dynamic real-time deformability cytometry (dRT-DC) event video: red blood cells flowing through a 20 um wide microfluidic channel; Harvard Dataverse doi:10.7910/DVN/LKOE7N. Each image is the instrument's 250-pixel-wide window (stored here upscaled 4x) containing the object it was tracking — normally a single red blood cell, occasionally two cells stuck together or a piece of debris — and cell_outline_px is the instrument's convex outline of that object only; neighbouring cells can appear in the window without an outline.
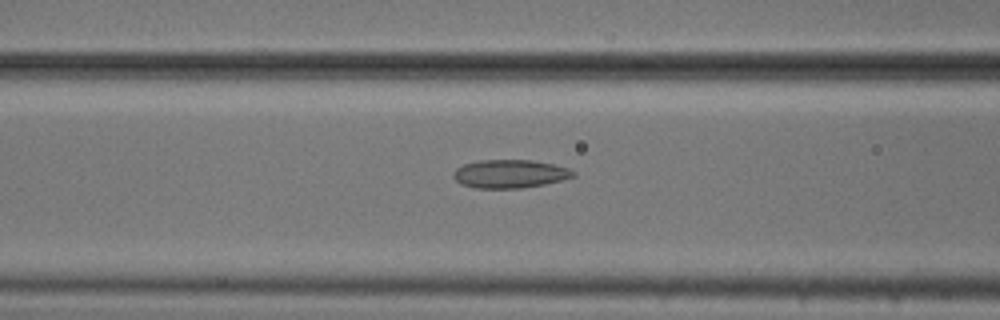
{"species": "common noctule bat (a hibernating species)", "species_latin": "Nyctalus noctula", "temperature_condition": "cold", "stored_images_in_passage": 30, "camera_frame_rate_fps": 3000, "um_per_image_px": 0.085, "animal": {"sex": "male", "body_mass_g": 20.5, "forearm_length_mm": 52.5}, "frame": {"image": 1, "passage_image": 8, "time_ms": 2.333, "image_size_px": [1000, 320], "cell_outline_px": [[576, 176], [544, 184], [524, 188], [476, 188], [460, 184], [452, 176], [452, 172], [456, 168], [464, 164], [480, 160], [532, 160], [552, 164], [568, 168], [576, 172]], "centroid_in_image_um": [43.32, 14.78], "position_along_channel_um": 123.3, "area_um2": 19.83}}
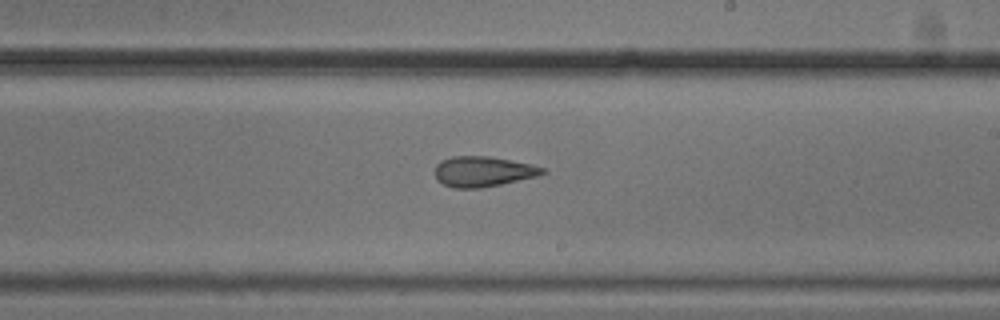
{"frame": {"image": 2, "passage_image": 18, "time_ms": 5.667, "image_size_px": [1000, 320], "cell_outline_px": [[548, 172], [536, 176], [500, 184], [480, 188], [452, 188], [436, 180], [436, 164], [440, 160], [452, 156], [488, 156], [528, 164], [544, 168]], "centroid_in_image_um": [41.0, 14.58], "position_along_channel_um": 248.0, "area_um2": 18.79}}
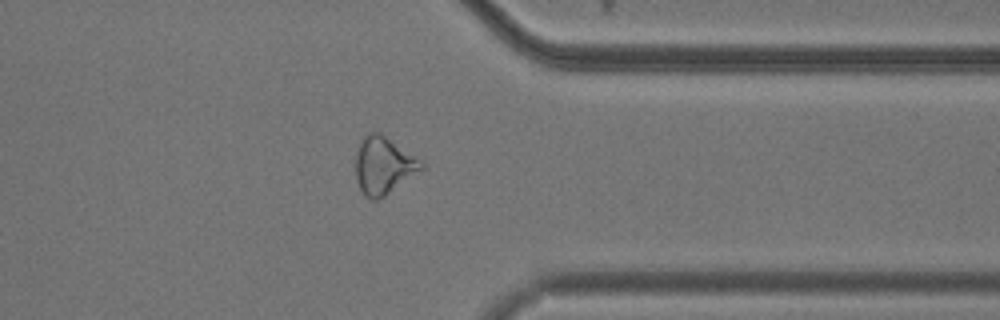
{"frame": {"image": 3, "passage_image": 29, "time_ms": 9.333, "image_size_px": [1000, 320], "cell_outline_px": [[424, 168], [384, 196], [376, 200], [372, 200], [364, 196], [356, 180], [356, 152], [360, 140], [368, 132], [380, 132], [424, 164]], "centroid_in_image_um": [32.54, 14.07], "position_along_channel_um": 378.9, "area_um2": 21.56}}